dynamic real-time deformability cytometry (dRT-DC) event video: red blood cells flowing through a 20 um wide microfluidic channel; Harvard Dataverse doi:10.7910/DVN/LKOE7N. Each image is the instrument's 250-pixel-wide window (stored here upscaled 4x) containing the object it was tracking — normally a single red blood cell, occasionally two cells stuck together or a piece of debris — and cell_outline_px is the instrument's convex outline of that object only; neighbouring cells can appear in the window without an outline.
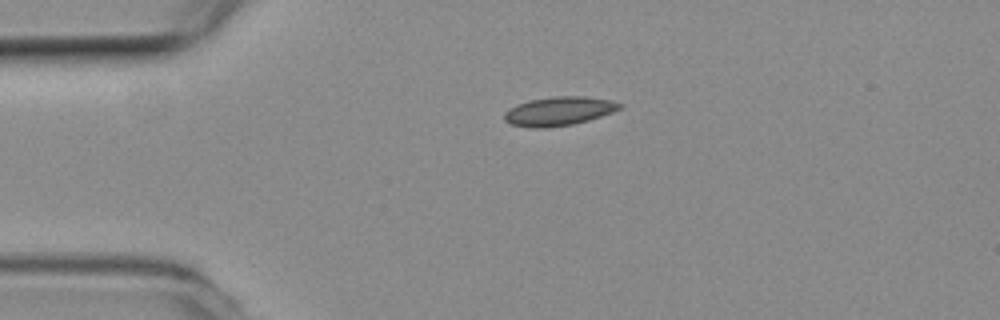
{"species": "common noctule bat (a hibernating species)", "species_latin": "Nyctalus noctula", "temperature_condition": "room temperature", "stored_images_in_passage": 2, "camera_frame_rate_fps": 3000, "um_per_image_px": 0.085, "animal": {"sex": "female", "body_mass_g": 19.3, "forearm_length_mm": 54.1}, "frame": {"image": 1, "passage_image": 2, "time_ms": 0.333, "image_size_px": [1000, 320], "cell_outline_px": [[624, 104], [620, 108], [612, 112], [588, 120], [572, 124], [548, 128], [532, 128], [512, 124], [504, 120], [504, 112], [508, 108], [516, 104], [532, 100], [556, 96], [584, 96], [612, 100]], "centroid_in_image_um": [47.49, 9.45], "position_along_channel_um": 37.5, "area_um2": 19.36}}